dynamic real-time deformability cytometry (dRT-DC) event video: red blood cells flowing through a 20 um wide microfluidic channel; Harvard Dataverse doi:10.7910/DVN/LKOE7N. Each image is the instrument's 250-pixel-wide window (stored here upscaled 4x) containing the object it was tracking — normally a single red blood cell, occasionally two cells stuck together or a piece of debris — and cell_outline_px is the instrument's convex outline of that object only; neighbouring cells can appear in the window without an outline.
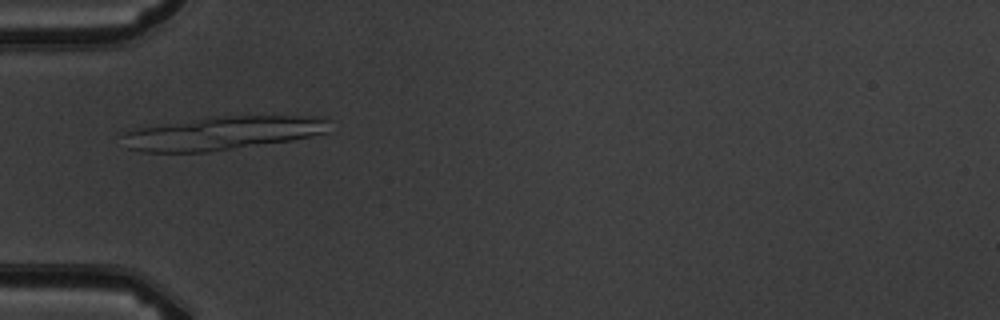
{"species": "common noctule bat (a hibernating species)", "species_latin": "Nyctalus noctula", "temperature_condition": "warm", "stored_images_in_passage": 12, "camera_frame_rate_fps": 3000, "um_per_image_px": 0.085, "animal": {"sex": "male", "body_mass_g": 19.5, "forearm_length_mm": 54.6}, "frame": {"image": 1, "passage_image": 6, "time_ms": 5.667, "image_size_px": [1000, 320], "cell_outline_px": [[328, 132], [312, 136], [288, 140], [208, 152], [144, 152], [128, 148], [120, 136], [124, 132], [136, 128], [208, 116], [316, 116], [328, 120]], "centroid_in_image_um": [18.86, 11.31], "position_along_channel_um": 66.1, "area_um2": 40.29}}
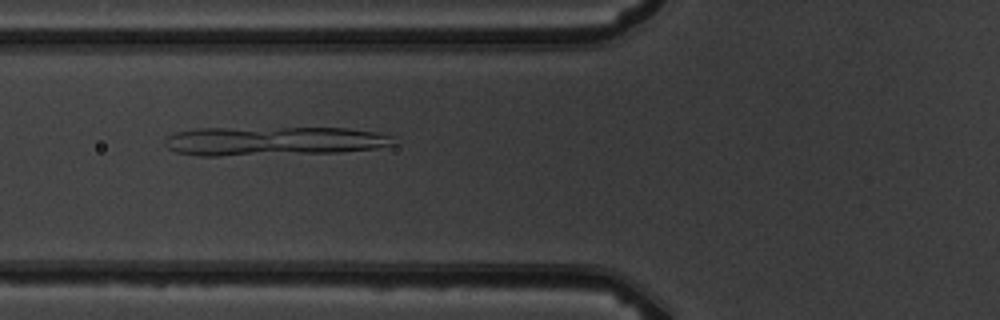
{"frame": {"image": 2, "passage_image": 7, "time_ms": 6.667, "image_size_px": [1000, 320], "cell_outline_px": [[396, 144], [376, 148], [340, 152], [216, 156], [200, 156], [176, 152], [168, 148], [164, 144], [164, 140], [168, 136], [176, 132], [196, 128], [348, 128], [376, 132], [392, 136]], "centroid_in_image_um": [23.24, 11.99], "position_along_channel_um": 102.6, "area_um2": 38.78}}